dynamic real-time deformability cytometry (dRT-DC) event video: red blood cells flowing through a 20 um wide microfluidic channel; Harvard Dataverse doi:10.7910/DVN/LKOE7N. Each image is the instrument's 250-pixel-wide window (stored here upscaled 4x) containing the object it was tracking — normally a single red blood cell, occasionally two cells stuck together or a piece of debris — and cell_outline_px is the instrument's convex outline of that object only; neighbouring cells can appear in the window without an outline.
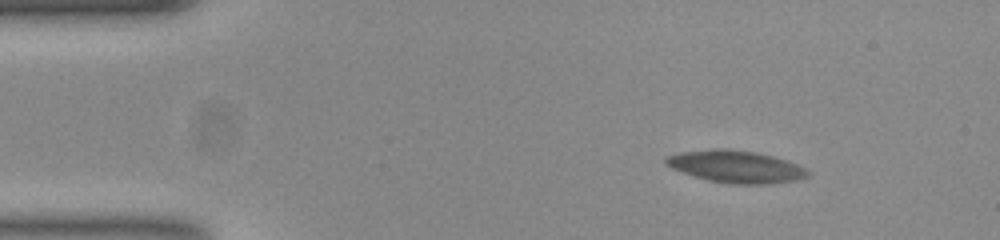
{"species": "common noctule bat (a hibernating species)", "species_latin": "Nyctalus noctula", "temperature_condition": "room temperature", "stored_images_in_passage": 49, "camera_frame_rate_fps": 3000, "um_per_image_px": 0.085, "animal": {"sex": "female", "body_mass_g": 23.0, "forearm_length_mm": 53.4}, "frame": {"image": 1, "passage_image": 1, "time_ms": 0.0, "image_size_px": [1000, 240], "cell_outline_px": [[808, 176], [796, 180], [768, 184], [736, 184], [708, 180], [672, 168], [664, 164], [664, 160], [668, 156], [684, 152], [712, 148], [724, 148], [756, 152], [772, 156], [796, 164], [804, 168], [808, 172]], "centroid_in_image_um": [62.54, 14.16], "position_along_channel_um": 22.5, "area_um2": 26.18}}
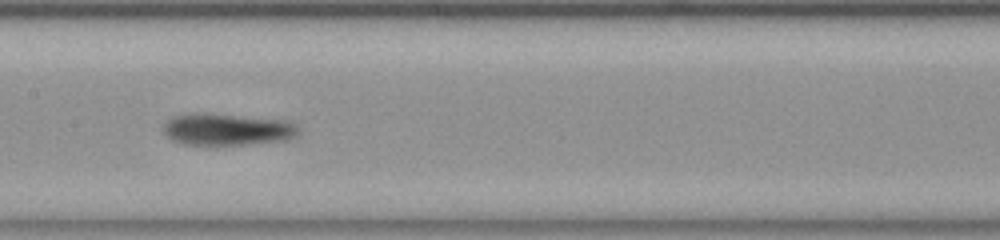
{"frame": {"image": 2, "passage_image": 21, "time_ms": 6.667, "image_size_px": [1000, 240], "cell_outline_px": [[300, 132], [296, 136], [288, 140], [244, 144], [184, 144], [172, 140], [164, 132], [164, 124], [172, 116], [196, 112], [284, 120], [292, 124]], "centroid_in_image_um": [19.28, 10.99], "position_along_channel_um": 188.1, "area_um2": 24.68}}
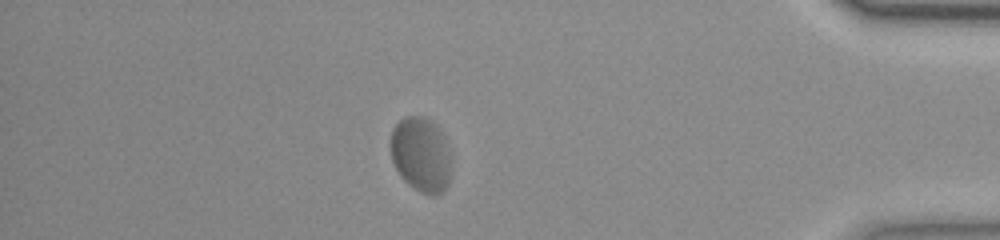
{"frame": {"image": 3, "passage_image": 42, "time_ms": 13.667, "image_size_px": [1000, 240], "cell_outline_px": [[448, 184], [444, 192], [436, 196], [432, 196], [420, 192], [408, 184], [400, 176], [392, 160], [392, 128], [404, 116], [424, 116], [432, 120], [440, 132], [448, 152]], "centroid_in_image_um": [35.75, 13.15], "position_along_channel_um": 399.5, "area_um2": 25.89}, "authors_computed_cell_mechanics": {"area_um2": 24.9118, "velocity_mm_per_s": 3.6219, "shape_relaxation_time_tau1_ms": 6.9683, "shape_relaxation_time_tau2_ms": null, "deformation_change_tau1": 0.1717, "deformation_change_tau2": null}}